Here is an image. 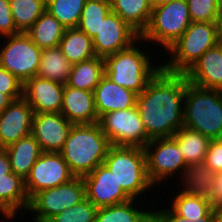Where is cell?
Segmentation results:
<instances>
[{
	"label": "cell",
	"instance_id": "cell-8",
	"mask_svg": "<svg viewBox=\"0 0 222 222\" xmlns=\"http://www.w3.org/2000/svg\"><path fill=\"white\" fill-rule=\"evenodd\" d=\"M85 198V182L82 177H75L68 183L34 194L30 198L27 211L35 214L33 222H49L54 216Z\"/></svg>",
	"mask_w": 222,
	"mask_h": 222
},
{
	"label": "cell",
	"instance_id": "cell-22",
	"mask_svg": "<svg viewBox=\"0 0 222 222\" xmlns=\"http://www.w3.org/2000/svg\"><path fill=\"white\" fill-rule=\"evenodd\" d=\"M30 198L25 188V180L13 171L0 177V208L6 211L13 220L19 211H27Z\"/></svg>",
	"mask_w": 222,
	"mask_h": 222
},
{
	"label": "cell",
	"instance_id": "cell-37",
	"mask_svg": "<svg viewBox=\"0 0 222 222\" xmlns=\"http://www.w3.org/2000/svg\"><path fill=\"white\" fill-rule=\"evenodd\" d=\"M0 91L13 101L23 97V83L12 73L0 66Z\"/></svg>",
	"mask_w": 222,
	"mask_h": 222
},
{
	"label": "cell",
	"instance_id": "cell-2",
	"mask_svg": "<svg viewBox=\"0 0 222 222\" xmlns=\"http://www.w3.org/2000/svg\"><path fill=\"white\" fill-rule=\"evenodd\" d=\"M111 146L98 122L73 124L59 153L75 177H83L104 163Z\"/></svg>",
	"mask_w": 222,
	"mask_h": 222
},
{
	"label": "cell",
	"instance_id": "cell-27",
	"mask_svg": "<svg viewBox=\"0 0 222 222\" xmlns=\"http://www.w3.org/2000/svg\"><path fill=\"white\" fill-rule=\"evenodd\" d=\"M104 74V58L95 56L92 59L72 64L66 84L93 92Z\"/></svg>",
	"mask_w": 222,
	"mask_h": 222
},
{
	"label": "cell",
	"instance_id": "cell-34",
	"mask_svg": "<svg viewBox=\"0 0 222 222\" xmlns=\"http://www.w3.org/2000/svg\"><path fill=\"white\" fill-rule=\"evenodd\" d=\"M86 0H46V11L64 27L77 28Z\"/></svg>",
	"mask_w": 222,
	"mask_h": 222
},
{
	"label": "cell",
	"instance_id": "cell-30",
	"mask_svg": "<svg viewBox=\"0 0 222 222\" xmlns=\"http://www.w3.org/2000/svg\"><path fill=\"white\" fill-rule=\"evenodd\" d=\"M173 137L180 145V151L187 165L205 162L211 141L209 138L187 127L180 128Z\"/></svg>",
	"mask_w": 222,
	"mask_h": 222
},
{
	"label": "cell",
	"instance_id": "cell-4",
	"mask_svg": "<svg viewBox=\"0 0 222 222\" xmlns=\"http://www.w3.org/2000/svg\"><path fill=\"white\" fill-rule=\"evenodd\" d=\"M184 127L210 140L222 139V90L199 87L187 81Z\"/></svg>",
	"mask_w": 222,
	"mask_h": 222
},
{
	"label": "cell",
	"instance_id": "cell-6",
	"mask_svg": "<svg viewBox=\"0 0 222 222\" xmlns=\"http://www.w3.org/2000/svg\"><path fill=\"white\" fill-rule=\"evenodd\" d=\"M104 164L113 173L118 185L132 198L145 196L155 187L149 180L144 148L112 145ZM146 191V192H145ZM144 193L143 195H141Z\"/></svg>",
	"mask_w": 222,
	"mask_h": 222
},
{
	"label": "cell",
	"instance_id": "cell-21",
	"mask_svg": "<svg viewBox=\"0 0 222 222\" xmlns=\"http://www.w3.org/2000/svg\"><path fill=\"white\" fill-rule=\"evenodd\" d=\"M180 178L183 188L180 189L181 192L206 200L215 206L214 172L207 167L205 162L186 165Z\"/></svg>",
	"mask_w": 222,
	"mask_h": 222
},
{
	"label": "cell",
	"instance_id": "cell-46",
	"mask_svg": "<svg viewBox=\"0 0 222 222\" xmlns=\"http://www.w3.org/2000/svg\"><path fill=\"white\" fill-rule=\"evenodd\" d=\"M213 222H222V212L214 209Z\"/></svg>",
	"mask_w": 222,
	"mask_h": 222
},
{
	"label": "cell",
	"instance_id": "cell-5",
	"mask_svg": "<svg viewBox=\"0 0 222 222\" xmlns=\"http://www.w3.org/2000/svg\"><path fill=\"white\" fill-rule=\"evenodd\" d=\"M218 43V22H191L181 37L166 50L170 59L161 67L170 73L185 74L208 49Z\"/></svg>",
	"mask_w": 222,
	"mask_h": 222
},
{
	"label": "cell",
	"instance_id": "cell-3",
	"mask_svg": "<svg viewBox=\"0 0 222 222\" xmlns=\"http://www.w3.org/2000/svg\"><path fill=\"white\" fill-rule=\"evenodd\" d=\"M142 39L139 38L127 49L121 50L104 58L105 75L113 83L127 88L139 95L148 82L162 69L156 64L152 55H148L139 47ZM138 45H137V44ZM142 49V50H141ZM153 62V64H152Z\"/></svg>",
	"mask_w": 222,
	"mask_h": 222
},
{
	"label": "cell",
	"instance_id": "cell-11",
	"mask_svg": "<svg viewBox=\"0 0 222 222\" xmlns=\"http://www.w3.org/2000/svg\"><path fill=\"white\" fill-rule=\"evenodd\" d=\"M98 124L114 146L144 148L147 143V134L136 106L105 113L99 117Z\"/></svg>",
	"mask_w": 222,
	"mask_h": 222
},
{
	"label": "cell",
	"instance_id": "cell-36",
	"mask_svg": "<svg viewBox=\"0 0 222 222\" xmlns=\"http://www.w3.org/2000/svg\"><path fill=\"white\" fill-rule=\"evenodd\" d=\"M97 211L98 208L85 198L54 216L49 222H95Z\"/></svg>",
	"mask_w": 222,
	"mask_h": 222
},
{
	"label": "cell",
	"instance_id": "cell-26",
	"mask_svg": "<svg viewBox=\"0 0 222 222\" xmlns=\"http://www.w3.org/2000/svg\"><path fill=\"white\" fill-rule=\"evenodd\" d=\"M58 46L72 64L96 56L92 38L78 28H67Z\"/></svg>",
	"mask_w": 222,
	"mask_h": 222
},
{
	"label": "cell",
	"instance_id": "cell-38",
	"mask_svg": "<svg viewBox=\"0 0 222 222\" xmlns=\"http://www.w3.org/2000/svg\"><path fill=\"white\" fill-rule=\"evenodd\" d=\"M20 33L14 24L9 0H0V38Z\"/></svg>",
	"mask_w": 222,
	"mask_h": 222
},
{
	"label": "cell",
	"instance_id": "cell-19",
	"mask_svg": "<svg viewBox=\"0 0 222 222\" xmlns=\"http://www.w3.org/2000/svg\"><path fill=\"white\" fill-rule=\"evenodd\" d=\"M61 113L72 124H92L99 120L94 93L67 84L64 85Z\"/></svg>",
	"mask_w": 222,
	"mask_h": 222
},
{
	"label": "cell",
	"instance_id": "cell-14",
	"mask_svg": "<svg viewBox=\"0 0 222 222\" xmlns=\"http://www.w3.org/2000/svg\"><path fill=\"white\" fill-rule=\"evenodd\" d=\"M85 182L86 198L97 208L120 204L132 199L118 185L113 173L103 163L82 177Z\"/></svg>",
	"mask_w": 222,
	"mask_h": 222
},
{
	"label": "cell",
	"instance_id": "cell-33",
	"mask_svg": "<svg viewBox=\"0 0 222 222\" xmlns=\"http://www.w3.org/2000/svg\"><path fill=\"white\" fill-rule=\"evenodd\" d=\"M111 10L110 0H86L77 28L93 38Z\"/></svg>",
	"mask_w": 222,
	"mask_h": 222
},
{
	"label": "cell",
	"instance_id": "cell-41",
	"mask_svg": "<svg viewBox=\"0 0 222 222\" xmlns=\"http://www.w3.org/2000/svg\"><path fill=\"white\" fill-rule=\"evenodd\" d=\"M11 172L12 170L8 154L5 149L0 148V177H5V175Z\"/></svg>",
	"mask_w": 222,
	"mask_h": 222
},
{
	"label": "cell",
	"instance_id": "cell-35",
	"mask_svg": "<svg viewBox=\"0 0 222 222\" xmlns=\"http://www.w3.org/2000/svg\"><path fill=\"white\" fill-rule=\"evenodd\" d=\"M192 22H218L220 0H186Z\"/></svg>",
	"mask_w": 222,
	"mask_h": 222
},
{
	"label": "cell",
	"instance_id": "cell-17",
	"mask_svg": "<svg viewBox=\"0 0 222 222\" xmlns=\"http://www.w3.org/2000/svg\"><path fill=\"white\" fill-rule=\"evenodd\" d=\"M64 84L34 76L23 84V98L34 113L61 112Z\"/></svg>",
	"mask_w": 222,
	"mask_h": 222
},
{
	"label": "cell",
	"instance_id": "cell-48",
	"mask_svg": "<svg viewBox=\"0 0 222 222\" xmlns=\"http://www.w3.org/2000/svg\"><path fill=\"white\" fill-rule=\"evenodd\" d=\"M0 213H2V214H0V215H3L4 218L6 217L5 219H7V220L9 219V220L11 221V220L13 219L6 211H4V210L1 209V208H0Z\"/></svg>",
	"mask_w": 222,
	"mask_h": 222
},
{
	"label": "cell",
	"instance_id": "cell-40",
	"mask_svg": "<svg viewBox=\"0 0 222 222\" xmlns=\"http://www.w3.org/2000/svg\"><path fill=\"white\" fill-rule=\"evenodd\" d=\"M205 163L214 173L222 171V139L210 141Z\"/></svg>",
	"mask_w": 222,
	"mask_h": 222
},
{
	"label": "cell",
	"instance_id": "cell-45",
	"mask_svg": "<svg viewBox=\"0 0 222 222\" xmlns=\"http://www.w3.org/2000/svg\"><path fill=\"white\" fill-rule=\"evenodd\" d=\"M170 1H172V0H151V5L154 8V7L166 4Z\"/></svg>",
	"mask_w": 222,
	"mask_h": 222
},
{
	"label": "cell",
	"instance_id": "cell-32",
	"mask_svg": "<svg viewBox=\"0 0 222 222\" xmlns=\"http://www.w3.org/2000/svg\"><path fill=\"white\" fill-rule=\"evenodd\" d=\"M174 198L170 208L180 217L189 220H203L215 209L210 202L196 196H189L180 190Z\"/></svg>",
	"mask_w": 222,
	"mask_h": 222
},
{
	"label": "cell",
	"instance_id": "cell-10",
	"mask_svg": "<svg viewBox=\"0 0 222 222\" xmlns=\"http://www.w3.org/2000/svg\"><path fill=\"white\" fill-rule=\"evenodd\" d=\"M3 38L7 42L0 49V66L23 84L37 76L42 50L24 32Z\"/></svg>",
	"mask_w": 222,
	"mask_h": 222
},
{
	"label": "cell",
	"instance_id": "cell-16",
	"mask_svg": "<svg viewBox=\"0 0 222 222\" xmlns=\"http://www.w3.org/2000/svg\"><path fill=\"white\" fill-rule=\"evenodd\" d=\"M33 109L22 97L12 101L0 112V148L31 134Z\"/></svg>",
	"mask_w": 222,
	"mask_h": 222
},
{
	"label": "cell",
	"instance_id": "cell-42",
	"mask_svg": "<svg viewBox=\"0 0 222 222\" xmlns=\"http://www.w3.org/2000/svg\"><path fill=\"white\" fill-rule=\"evenodd\" d=\"M213 192L216 204V202L222 197V171L214 173Z\"/></svg>",
	"mask_w": 222,
	"mask_h": 222
},
{
	"label": "cell",
	"instance_id": "cell-25",
	"mask_svg": "<svg viewBox=\"0 0 222 222\" xmlns=\"http://www.w3.org/2000/svg\"><path fill=\"white\" fill-rule=\"evenodd\" d=\"M66 29L45 10L25 33L41 50H44L58 47Z\"/></svg>",
	"mask_w": 222,
	"mask_h": 222
},
{
	"label": "cell",
	"instance_id": "cell-23",
	"mask_svg": "<svg viewBox=\"0 0 222 222\" xmlns=\"http://www.w3.org/2000/svg\"><path fill=\"white\" fill-rule=\"evenodd\" d=\"M4 149L8 154L11 170L24 180L29 175L32 166L43 153L39 143L32 134L19 139Z\"/></svg>",
	"mask_w": 222,
	"mask_h": 222
},
{
	"label": "cell",
	"instance_id": "cell-13",
	"mask_svg": "<svg viewBox=\"0 0 222 222\" xmlns=\"http://www.w3.org/2000/svg\"><path fill=\"white\" fill-rule=\"evenodd\" d=\"M139 38L140 35L111 10L92 40L96 56L105 58L127 49Z\"/></svg>",
	"mask_w": 222,
	"mask_h": 222
},
{
	"label": "cell",
	"instance_id": "cell-43",
	"mask_svg": "<svg viewBox=\"0 0 222 222\" xmlns=\"http://www.w3.org/2000/svg\"><path fill=\"white\" fill-rule=\"evenodd\" d=\"M13 100L7 95L0 91V112H2Z\"/></svg>",
	"mask_w": 222,
	"mask_h": 222
},
{
	"label": "cell",
	"instance_id": "cell-31",
	"mask_svg": "<svg viewBox=\"0 0 222 222\" xmlns=\"http://www.w3.org/2000/svg\"><path fill=\"white\" fill-rule=\"evenodd\" d=\"M16 29L26 32L46 10V0H9Z\"/></svg>",
	"mask_w": 222,
	"mask_h": 222
},
{
	"label": "cell",
	"instance_id": "cell-28",
	"mask_svg": "<svg viewBox=\"0 0 222 222\" xmlns=\"http://www.w3.org/2000/svg\"><path fill=\"white\" fill-rule=\"evenodd\" d=\"M135 200L130 199L120 204L98 208L95 222H149L152 219V209L149 210L148 207L143 210L140 208H143V205L137 208Z\"/></svg>",
	"mask_w": 222,
	"mask_h": 222
},
{
	"label": "cell",
	"instance_id": "cell-1",
	"mask_svg": "<svg viewBox=\"0 0 222 222\" xmlns=\"http://www.w3.org/2000/svg\"><path fill=\"white\" fill-rule=\"evenodd\" d=\"M185 74L160 69L137 95L138 108L147 143L151 139L172 137L184 127Z\"/></svg>",
	"mask_w": 222,
	"mask_h": 222
},
{
	"label": "cell",
	"instance_id": "cell-7",
	"mask_svg": "<svg viewBox=\"0 0 222 222\" xmlns=\"http://www.w3.org/2000/svg\"><path fill=\"white\" fill-rule=\"evenodd\" d=\"M186 0H172L152 9L147 29L140 38L144 44L161 45L166 50L175 43L191 24Z\"/></svg>",
	"mask_w": 222,
	"mask_h": 222
},
{
	"label": "cell",
	"instance_id": "cell-44",
	"mask_svg": "<svg viewBox=\"0 0 222 222\" xmlns=\"http://www.w3.org/2000/svg\"><path fill=\"white\" fill-rule=\"evenodd\" d=\"M218 30H219L220 42H222V7H221L219 19H218Z\"/></svg>",
	"mask_w": 222,
	"mask_h": 222
},
{
	"label": "cell",
	"instance_id": "cell-24",
	"mask_svg": "<svg viewBox=\"0 0 222 222\" xmlns=\"http://www.w3.org/2000/svg\"><path fill=\"white\" fill-rule=\"evenodd\" d=\"M111 9L140 36L151 19V0H110Z\"/></svg>",
	"mask_w": 222,
	"mask_h": 222
},
{
	"label": "cell",
	"instance_id": "cell-47",
	"mask_svg": "<svg viewBox=\"0 0 222 222\" xmlns=\"http://www.w3.org/2000/svg\"><path fill=\"white\" fill-rule=\"evenodd\" d=\"M215 209L222 212V197L216 202Z\"/></svg>",
	"mask_w": 222,
	"mask_h": 222
},
{
	"label": "cell",
	"instance_id": "cell-15",
	"mask_svg": "<svg viewBox=\"0 0 222 222\" xmlns=\"http://www.w3.org/2000/svg\"><path fill=\"white\" fill-rule=\"evenodd\" d=\"M72 125L61 112L34 113L31 134L43 152L59 153Z\"/></svg>",
	"mask_w": 222,
	"mask_h": 222
},
{
	"label": "cell",
	"instance_id": "cell-39",
	"mask_svg": "<svg viewBox=\"0 0 222 222\" xmlns=\"http://www.w3.org/2000/svg\"><path fill=\"white\" fill-rule=\"evenodd\" d=\"M214 210L206 216L203 220H189L185 217L177 215L170 207L165 209L152 210V219L155 222H213Z\"/></svg>",
	"mask_w": 222,
	"mask_h": 222
},
{
	"label": "cell",
	"instance_id": "cell-20",
	"mask_svg": "<svg viewBox=\"0 0 222 222\" xmlns=\"http://www.w3.org/2000/svg\"><path fill=\"white\" fill-rule=\"evenodd\" d=\"M93 93L98 118L105 113L136 106L137 94L113 83L105 74Z\"/></svg>",
	"mask_w": 222,
	"mask_h": 222
},
{
	"label": "cell",
	"instance_id": "cell-18",
	"mask_svg": "<svg viewBox=\"0 0 222 222\" xmlns=\"http://www.w3.org/2000/svg\"><path fill=\"white\" fill-rule=\"evenodd\" d=\"M185 75L191 84L222 90V42L208 49Z\"/></svg>",
	"mask_w": 222,
	"mask_h": 222
},
{
	"label": "cell",
	"instance_id": "cell-29",
	"mask_svg": "<svg viewBox=\"0 0 222 222\" xmlns=\"http://www.w3.org/2000/svg\"><path fill=\"white\" fill-rule=\"evenodd\" d=\"M72 63L63 55L58 47L41 51L37 76L66 84L71 72Z\"/></svg>",
	"mask_w": 222,
	"mask_h": 222
},
{
	"label": "cell",
	"instance_id": "cell-12",
	"mask_svg": "<svg viewBox=\"0 0 222 222\" xmlns=\"http://www.w3.org/2000/svg\"><path fill=\"white\" fill-rule=\"evenodd\" d=\"M75 175L60 153L43 152L25 179L29 198L41 190L68 183Z\"/></svg>",
	"mask_w": 222,
	"mask_h": 222
},
{
	"label": "cell",
	"instance_id": "cell-9",
	"mask_svg": "<svg viewBox=\"0 0 222 222\" xmlns=\"http://www.w3.org/2000/svg\"><path fill=\"white\" fill-rule=\"evenodd\" d=\"M144 151L147 174L154 186H161L162 181L167 182L175 174L177 177L179 173L182 175L187 165L180 151V145L173 136L151 139L144 146Z\"/></svg>",
	"mask_w": 222,
	"mask_h": 222
}]
</instances>
